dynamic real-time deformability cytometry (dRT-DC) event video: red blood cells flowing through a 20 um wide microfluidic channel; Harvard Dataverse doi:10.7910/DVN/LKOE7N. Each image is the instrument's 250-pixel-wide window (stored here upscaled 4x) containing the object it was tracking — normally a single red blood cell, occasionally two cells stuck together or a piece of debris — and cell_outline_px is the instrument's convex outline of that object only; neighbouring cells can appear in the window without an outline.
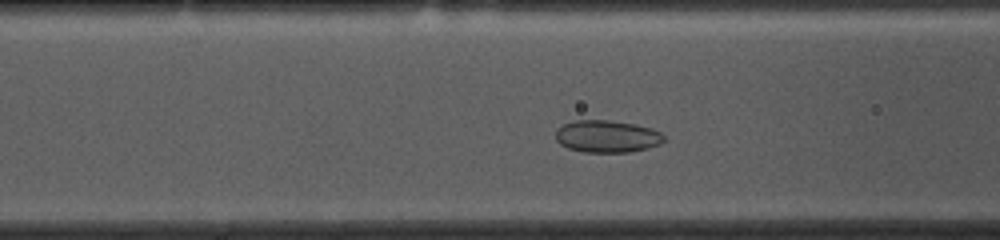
{"species": "common noctule bat (a hibernating species)", "species_latin": "Nyctalus noctula", "temperature_condition": "cold", "stored_images_in_passage": 40, "camera_frame_rate_fps": 3000, "um_per_image_px": 0.085, "animal": {"sex": "female", "body_mass_g": 10.0, "forearm_length_mm": 53.1}, "frame": {"image": 1, "passage_image": 14, "time_ms": 4.333, "image_size_px": [1000, 240], "cell_outline_px": [[664, 140], [660, 144], [648, 148], [628, 152], [584, 152], [568, 148], [560, 144], [556, 140], [556, 128], [572, 120], [608, 120], [636, 124], [652, 128], [660, 132], [664, 136]], "centroid_in_image_um": [51.58, 11.58], "position_along_channel_um": 115.0, "area_um2": 20.46}}
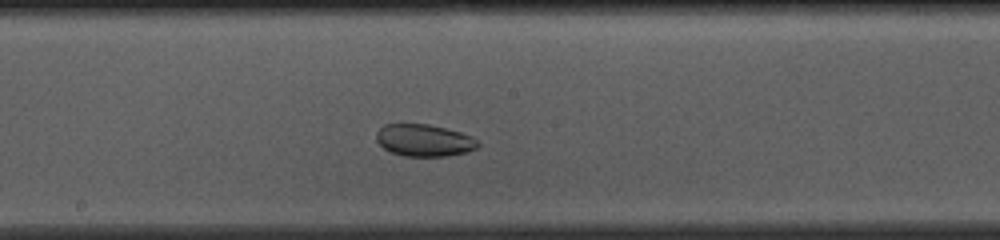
{"frame": {"image": 2, "passage_image": 22, "time_ms": 7.0, "image_size_px": [1000, 240], "cell_outline_px": [[480, 144], [476, 148], [468, 152], [448, 156], [404, 156], [392, 152], [384, 148], [376, 140], [376, 132], [384, 124], [428, 124], [460, 132], [472, 136], [480, 140]], "centroid_in_image_um": [36.08, 11.93], "position_along_channel_um": 212.1, "area_um2": 19.07}}
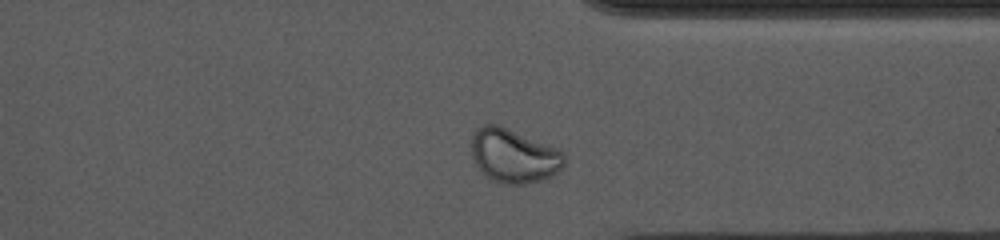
{"frame": {"image": 3, "passage_image": 35, "time_ms": 11.333, "image_size_px": [1000, 240], "cell_outline_px": [[564, 164], [552, 176], [540, 180], [524, 184], [504, 184], [492, 180], [484, 176], [480, 172], [472, 160], [472, 136], [476, 128], [484, 124], [496, 124], [556, 148], [564, 156]], "centroid_in_image_um": [43.6, 13.26], "position_along_channel_um": 367.8, "area_um2": 28.9}}